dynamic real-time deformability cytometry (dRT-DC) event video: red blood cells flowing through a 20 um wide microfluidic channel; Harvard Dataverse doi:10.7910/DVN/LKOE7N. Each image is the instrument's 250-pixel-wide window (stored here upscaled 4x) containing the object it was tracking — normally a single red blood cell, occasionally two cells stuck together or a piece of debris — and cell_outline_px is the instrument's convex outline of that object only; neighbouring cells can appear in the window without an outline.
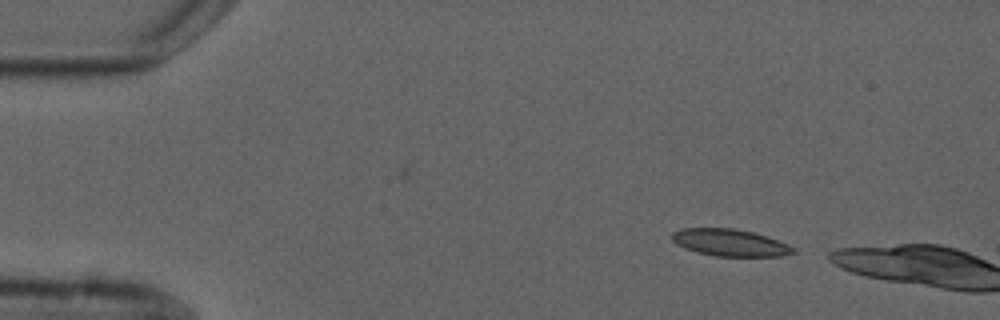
{"species": "common noctule bat (a hibernating species)", "species_latin": "Nyctalus noctula", "temperature_condition": "cold", "stored_images_in_passage": 3, "camera_frame_rate_fps": 3000, "um_per_image_px": 0.085, "animal": {"sex": "male", "forearm_length_mm": 52.5}, "frame": {"image": 1, "passage_image": 3, "time_ms": 3.667, "image_size_px": [1000, 320], "cell_outline_px": [[796, 252], [780, 256], [716, 256], [696, 252], [684, 248], [676, 244], [672, 240], [672, 232], [680, 228], [732, 228], [752, 232], [768, 236], [788, 244], [796, 248]], "centroid_in_image_um": [62.04, 20.62], "position_along_channel_um": 23.0, "area_um2": 19.19}}